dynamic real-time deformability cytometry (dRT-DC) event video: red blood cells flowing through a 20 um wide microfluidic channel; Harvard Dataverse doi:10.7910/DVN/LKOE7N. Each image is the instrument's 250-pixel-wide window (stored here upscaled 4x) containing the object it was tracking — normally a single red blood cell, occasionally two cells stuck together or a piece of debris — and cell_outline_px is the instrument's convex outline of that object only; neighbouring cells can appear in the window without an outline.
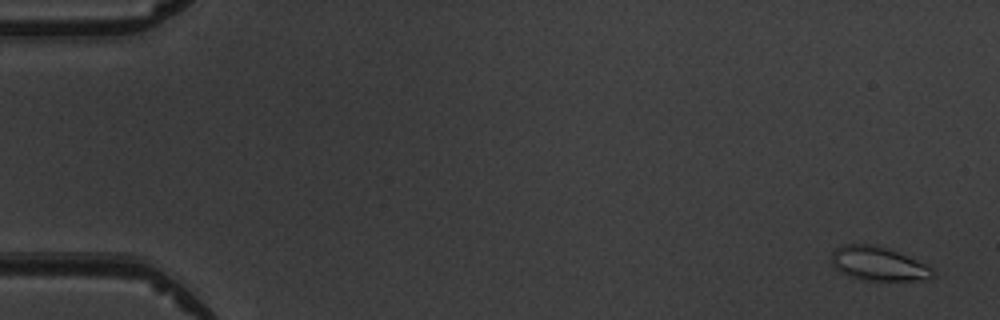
{"species": "common noctule bat (a hibernating species)", "species_latin": "Nyctalus noctula", "temperature_condition": "warm", "stored_images_in_passage": 4, "camera_frame_rate_fps": 3000, "um_per_image_px": 0.085, "animal": {"sex": "male", "body_mass_g": 19.5, "forearm_length_mm": 54.6}, "frame": {"image": 1, "passage_image": 1, "time_ms": 0.0, "image_size_px": [1000, 320], "cell_outline_px": [[932, 276], [924, 280], [864, 280], [848, 276], [840, 272], [832, 264], [832, 252], [836, 248], [844, 244], [876, 244], [916, 260], [932, 268]], "centroid_in_image_um": [74.6, 22.41], "position_along_channel_um": 10.4, "area_um2": 19.71}}